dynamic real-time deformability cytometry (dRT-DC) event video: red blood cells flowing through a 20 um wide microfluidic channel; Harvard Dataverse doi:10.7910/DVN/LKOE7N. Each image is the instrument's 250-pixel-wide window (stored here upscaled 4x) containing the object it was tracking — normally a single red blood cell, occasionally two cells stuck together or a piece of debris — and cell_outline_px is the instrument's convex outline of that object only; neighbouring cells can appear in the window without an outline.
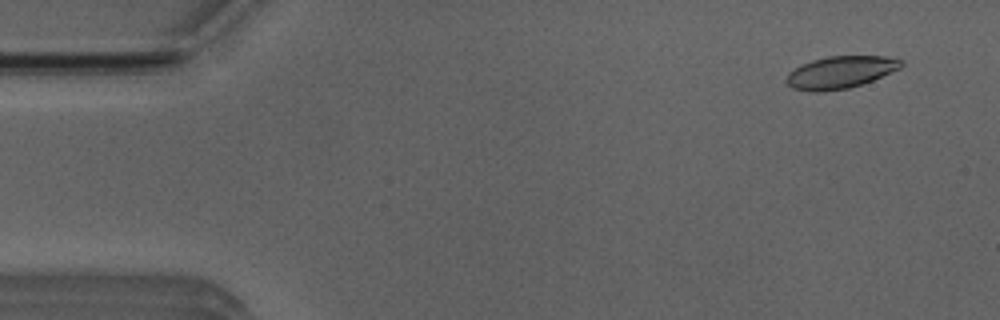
{"species": "Egyptian fruit bat (a non-hibernating species)", "species_latin": "Rousettus aegyptiacus", "temperature_condition": "room temperature", "stored_images_in_passage": 52, "camera_frame_rate_fps": 3000, "um_per_image_px": 0.085, "animal": {"sex": "male"}, "frame": {"image": 1, "passage_image": 4, "time_ms": 1.0, "image_size_px": [1000, 320], "cell_outline_px": [[904, 64], [900, 68], [872, 80], [848, 88], [824, 92], [812, 92], [792, 88], [784, 80], [788, 72], [800, 64], [812, 60], [828, 56], [884, 56], [904, 60]], "centroid_in_image_um": [71.39, 6.14], "position_along_channel_um": 13.6, "area_um2": 21.68}}
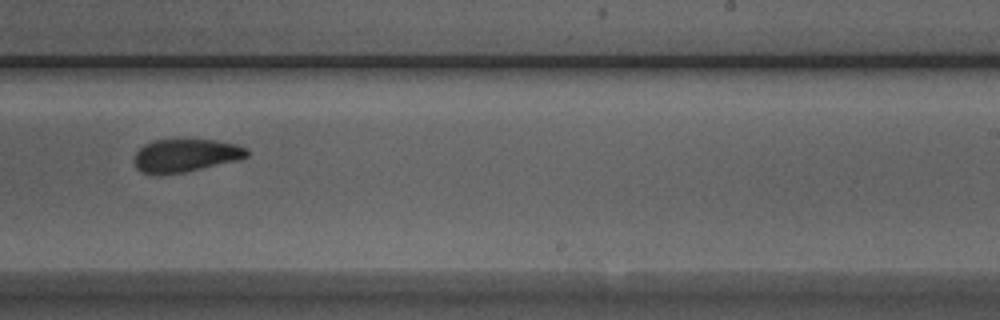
{"frame": {"image": 2, "passage_image": 32, "time_ms": 10.333, "image_size_px": [1000, 320], "cell_outline_px": [[248, 156], [240, 160], [184, 172], [160, 176], [152, 176], [140, 172], [136, 168], [132, 160], [136, 152], [144, 144], [152, 140], [216, 140], [236, 144], [244, 148], [248, 152]], "centroid_in_image_um": [15.7, 13.24], "position_along_channel_um": 273.3, "area_um2": 22.08}}
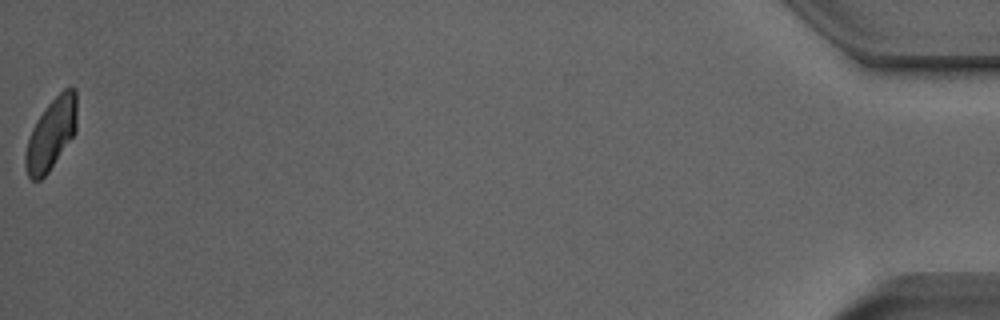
{"frame": {"image": 3, "passage_image": 52, "time_ms": 17.0, "image_size_px": [1000, 320], "cell_outline_px": [[76, 132], [48, 172], [40, 180], [32, 180], [28, 176], [24, 164], [24, 156], [28, 140], [32, 128], [36, 120], [44, 108], [64, 88], [76, 88]], "centroid_in_image_um": [4.34, 11.39], "position_along_channel_um": 430.9, "area_um2": 21.27}, "authors_computed_cell_mechanics": {"area_um2": 22.3686, "velocity_mm_per_s": 3.9556, "shape_relaxation_time_tau1_ms": 3.9522, "shape_relaxation_time_tau2_ms": 1.9573, "deformation_change_tau1": 0.1245, "deformation_change_tau2": 0.0763}}